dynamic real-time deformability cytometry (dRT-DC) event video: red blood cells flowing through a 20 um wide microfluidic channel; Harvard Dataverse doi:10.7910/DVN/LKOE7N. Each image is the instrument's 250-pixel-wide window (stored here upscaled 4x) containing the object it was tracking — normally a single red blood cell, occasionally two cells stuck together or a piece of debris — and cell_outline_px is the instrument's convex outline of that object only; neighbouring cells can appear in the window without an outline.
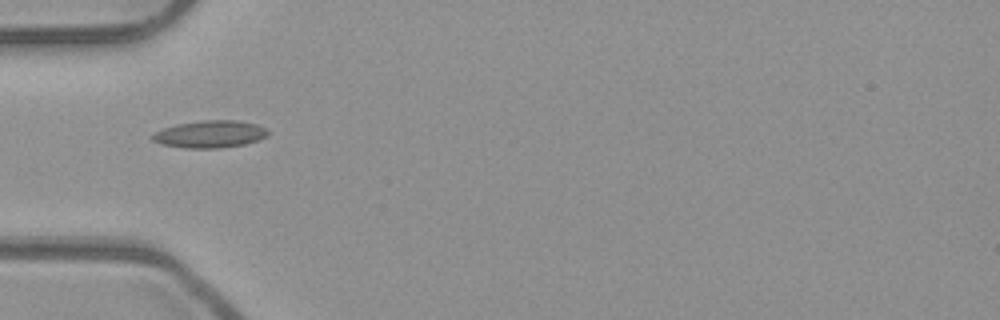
{"species": "common noctule bat (a hibernating species)", "species_latin": "Nyctalus noctula", "temperature_condition": "room temperature", "stored_images_in_passage": 3, "camera_frame_rate_fps": 3000, "um_per_image_px": 0.085, "animal": {"sex": "male", "body_mass_g": 23.1, "forearm_length_mm": 52.7}, "frame": {"image": 1, "passage_image": 1, "time_ms": 0.0, "image_size_px": [1000, 320], "cell_outline_px": [[268, 132], [264, 136], [256, 140], [244, 144], [220, 148], [184, 148], [160, 144], [152, 140], [148, 136], [152, 132], [176, 124], [200, 120], [236, 120], [256, 124], [268, 128]], "centroid_in_image_um": [17.76, 11.4], "position_along_channel_um": 67.2, "area_um2": 18.5}}